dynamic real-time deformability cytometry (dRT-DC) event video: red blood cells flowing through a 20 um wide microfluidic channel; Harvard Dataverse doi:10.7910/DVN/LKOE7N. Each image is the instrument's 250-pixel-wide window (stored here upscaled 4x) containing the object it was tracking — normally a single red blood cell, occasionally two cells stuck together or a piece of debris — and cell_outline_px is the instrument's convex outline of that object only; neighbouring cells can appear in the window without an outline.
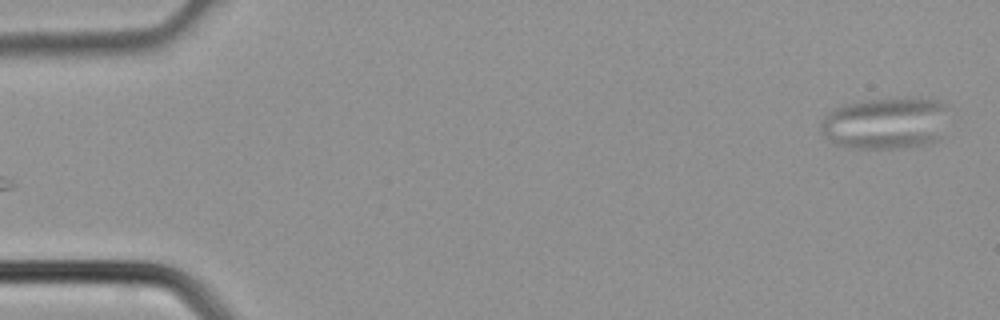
{"species": "common noctule bat (a hibernating species)", "species_latin": "Nyctalus noctula", "temperature_condition": "cold", "stored_images_in_passage": 3, "camera_frame_rate_fps": 3000, "um_per_image_px": 0.085, "animal": {"sex": "male", "body_mass_g": 21.5, "forearm_length_mm": 52.0}, "frame": {"image": 1, "passage_image": 3, "time_ms": 0.667, "image_size_px": [1000, 320], "cell_outline_px": [[948, 104], [940, 140], [908, 148], [848, 148], [836, 144], [828, 140], [820, 124], [820, 120], [828, 112], [836, 108], [848, 104], [868, 100], [908, 96], [920, 96], [948, 100]], "centroid_in_image_um": [75.36, 10.43], "position_along_channel_um": 9.6, "area_um2": 39.54}}